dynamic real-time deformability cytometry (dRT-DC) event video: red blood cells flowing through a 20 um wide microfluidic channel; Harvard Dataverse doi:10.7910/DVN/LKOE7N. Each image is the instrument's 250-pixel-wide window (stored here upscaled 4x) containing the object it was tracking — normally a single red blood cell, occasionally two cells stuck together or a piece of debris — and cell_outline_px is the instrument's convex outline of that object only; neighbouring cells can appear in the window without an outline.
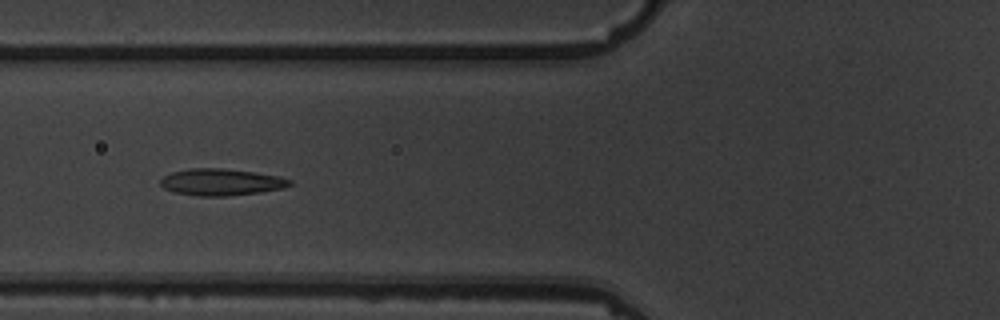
{"species": "common noctule bat (a hibernating species)", "species_latin": "Nyctalus noctula", "temperature_condition": "warm", "stored_images_in_passage": 15, "camera_frame_rate_fps": 3000, "um_per_image_px": 0.085, "animal": {"sex": "male", "body_mass_g": 19.5, "forearm_length_mm": 54.6}, "frame": {"image": 1, "passage_image": 6, "time_ms": 6.667, "image_size_px": [1000, 320], "cell_outline_px": [[292, 184], [284, 188], [260, 192], [228, 196], [200, 196], [172, 192], [164, 188], [160, 184], [160, 180], [164, 176], [172, 172], [188, 168], [220, 168], [252, 172], [280, 176], [292, 180]], "centroid_in_image_um": [18.79, 15.48], "position_along_channel_um": 107.0, "area_um2": 20.17}}
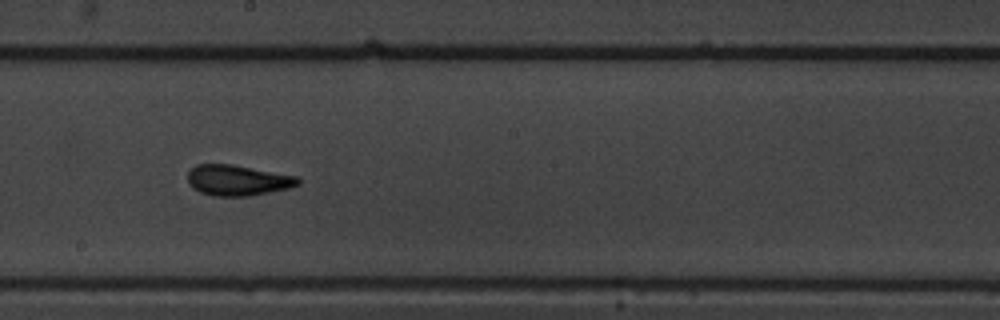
{"frame": {"image": 2, "passage_image": 9, "time_ms": 10.0, "image_size_px": [1000, 320], "cell_outline_px": [[300, 184], [288, 188], [248, 196], [212, 196], [200, 192], [192, 188], [188, 184], [188, 172], [196, 164], [232, 164], [300, 176]], "centroid_in_image_um": [20.2, 15.31], "position_along_channel_um": 228.0, "area_um2": 19.88}}
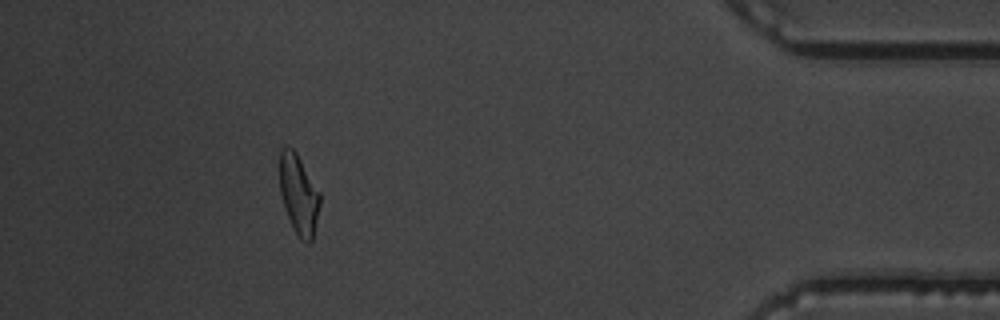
{"frame": {"image": 3, "passage_image": 14, "time_ms": 16.333, "image_size_px": [1000, 320], "cell_outline_px": [[320, 204], [312, 240], [308, 244], [300, 240], [284, 208], [280, 192], [280, 148], [292, 148], [296, 152], [320, 192]], "centroid_in_image_um": [25.39, 16.54], "position_along_channel_um": 409.8, "area_um2": 18.5}, "authors_computed_cell_mechanics": {"area_um2": 19.4208, "velocity_mm_per_s": 3.6351, "shape_relaxation_time_tau1_ms": 3.8019, "shape_relaxation_time_tau2_ms": 1.3146, "deformation_change_tau1": 0.1219, "deformation_change_tau2": 0.066}}